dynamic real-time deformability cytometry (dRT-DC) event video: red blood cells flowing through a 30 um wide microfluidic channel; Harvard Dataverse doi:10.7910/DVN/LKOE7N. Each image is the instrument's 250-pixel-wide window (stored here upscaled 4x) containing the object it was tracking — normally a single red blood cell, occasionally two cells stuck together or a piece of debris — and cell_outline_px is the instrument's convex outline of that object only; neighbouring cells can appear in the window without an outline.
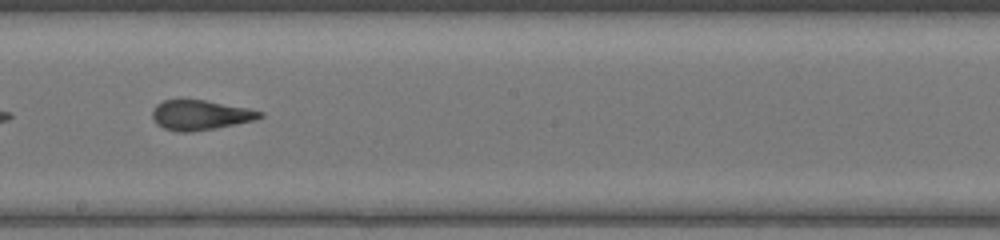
{"species": "common noctule bat (a hibernating species)", "species_latin": "Nyctalus noctula", "temperature_condition": "warm", "stored_images_in_passage": 37, "camera_frame_rate_fps": 3000, "um_per_image_px": 0.085, "animal": {"sex": "female", "body_mass_g": 17.0, "forearm_length_mm": 48.0}, "frame": {"image": 1, "passage_image": 16, "time_ms": 5.0, "image_size_px": [1000, 240], "cell_outline_px": [[264, 116], [256, 120], [212, 128], [188, 132], [180, 132], [164, 128], [156, 124], [152, 116], [152, 112], [156, 104], [164, 100], [180, 96], [204, 100], [248, 108], [264, 112]], "centroid_in_image_um": [16.98, 9.73], "position_along_channel_um": 231.2, "area_um2": 19.07}}
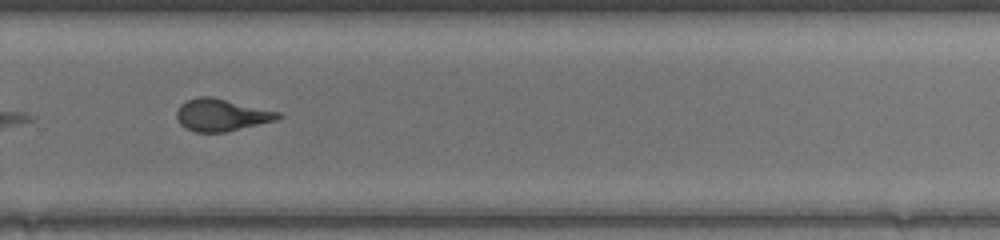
{"frame": {"image": 2, "passage_image": 22, "time_ms": 7.0, "image_size_px": [1000, 240], "cell_outline_px": [[284, 116], [276, 120], [224, 132], [196, 132], [184, 128], [180, 124], [176, 116], [176, 112], [180, 104], [188, 100], [200, 96], [212, 96], [280, 112]], "centroid_in_image_um": [18.81, 9.76], "position_along_channel_um": 311.0, "area_um2": 19.02}}